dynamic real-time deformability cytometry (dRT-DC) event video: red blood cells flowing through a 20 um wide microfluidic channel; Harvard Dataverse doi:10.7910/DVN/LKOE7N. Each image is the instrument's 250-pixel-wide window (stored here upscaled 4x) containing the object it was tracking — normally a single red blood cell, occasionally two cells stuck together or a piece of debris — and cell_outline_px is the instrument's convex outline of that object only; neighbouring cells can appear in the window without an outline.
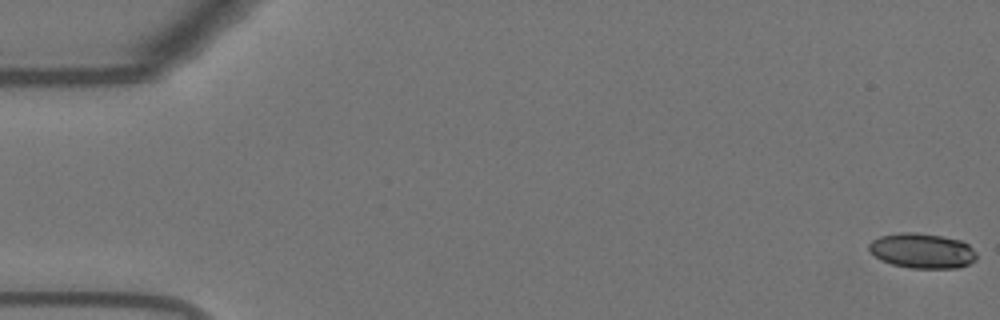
{"species": "Egyptian fruit bat (a non-hibernating species)", "species_latin": "Rousettus aegyptiacus", "temperature_condition": "warm", "stored_images_in_passage": 5, "camera_frame_rate_fps": 3000, "um_per_image_px": 0.085, "animal": {"sex": "female"}, "frame": {"image": 1, "passage_image": 1, "time_ms": 0.0, "image_size_px": [1000, 320], "cell_outline_px": [[976, 260], [968, 264], [956, 268], [908, 268], [892, 264], [880, 260], [868, 248], [868, 244], [872, 240], [880, 236], [900, 232], [916, 232], [940, 236], [960, 240], [968, 244], [976, 252]], "centroid_in_image_um": [78.37, 21.31], "position_along_channel_um": 6.6, "area_um2": 21.96}}